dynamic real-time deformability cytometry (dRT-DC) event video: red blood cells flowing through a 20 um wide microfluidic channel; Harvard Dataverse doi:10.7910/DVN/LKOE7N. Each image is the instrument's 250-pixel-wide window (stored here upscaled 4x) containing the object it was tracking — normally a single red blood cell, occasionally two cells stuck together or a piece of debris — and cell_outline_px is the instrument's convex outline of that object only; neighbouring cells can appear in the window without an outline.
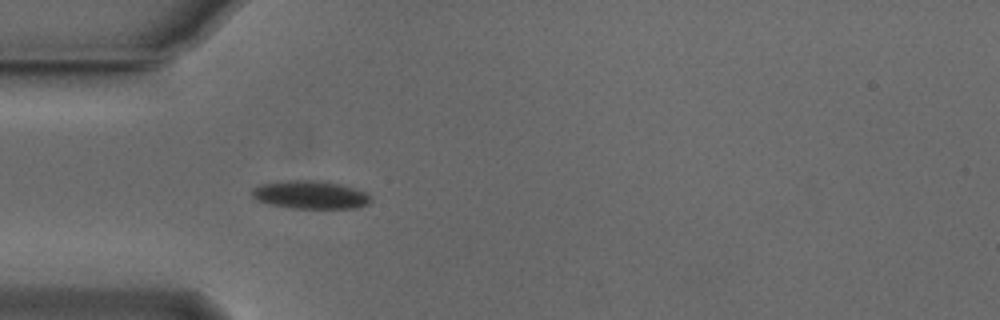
{"species": "Egyptian fruit bat (a non-hibernating species)", "species_latin": "Rousettus aegyptiacus", "temperature_condition": "cold", "stored_images_in_passage": 39, "camera_frame_rate_fps": 3000, "um_per_image_px": 0.085, "animal": {"sex": "male"}, "frame": {"image": 1, "passage_image": 1, "time_ms": 0.0, "image_size_px": [1000, 320], "cell_outline_px": [[372, 200], [368, 204], [356, 208], [292, 208], [268, 204], [256, 200], [252, 196], [252, 188], [260, 184], [288, 180], [312, 180], [340, 184], [364, 192], [372, 196]], "centroid_in_image_um": [26.35, 16.56], "position_along_channel_um": 58.6, "area_um2": 19.42}}
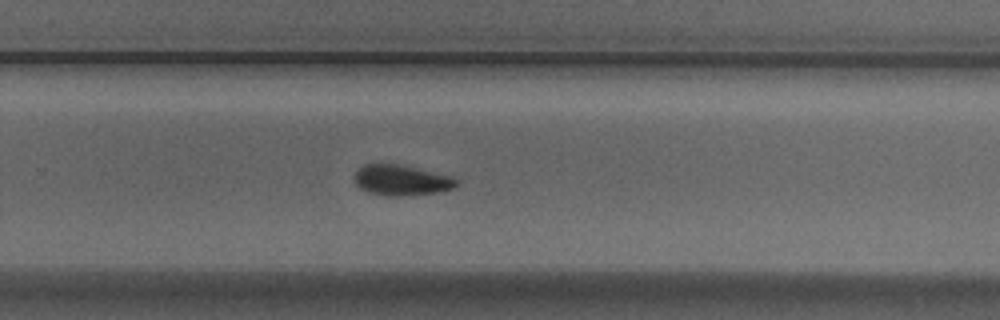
{"frame": {"image": 2, "passage_image": 20, "time_ms": 6.333, "image_size_px": [1000, 320], "cell_outline_px": [[456, 188], [436, 192], [396, 196], [388, 196], [368, 192], [360, 188], [356, 184], [356, 172], [364, 164], [404, 164], [452, 176], [456, 180]], "centroid_in_image_um": [34.14, 15.3], "position_along_channel_um": 295.7, "area_um2": 18.03}}
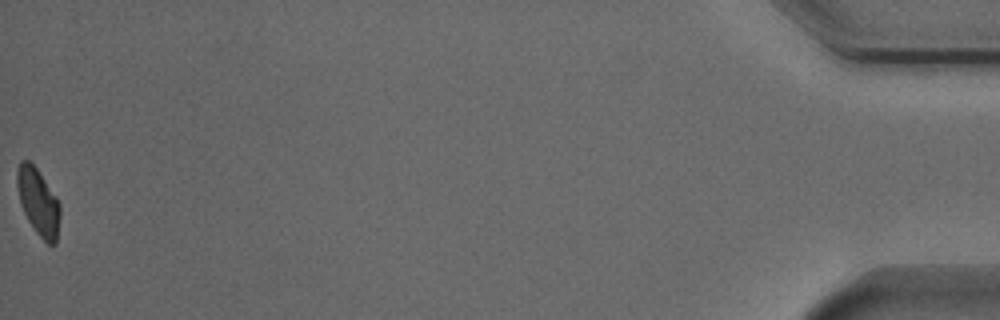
{"frame": {"image": 3, "passage_image": 39, "time_ms": 12.667, "image_size_px": [1000, 320], "cell_outline_px": [[60, 216], [56, 244], [48, 244], [36, 232], [28, 220], [20, 204], [16, 184], [16, 172], [20, 160], [28, 160], [36, 168], [56, 196], [60, 204]], "centroid_in_image_um": [3.24, 17.15], "position_along_channel_um": 432.0, "area_um2": 16.7}, "authors_computed_cell_mechanics": {"area_um2": 18.5538, "velocity_mm_per_s": 3.8049, "shape_relaxation_time_tau1_ms": 5.1973, "shape_relaxation_time_tau2_ms": 8.2733, "deformation_change_tau1": 0.1042, "deformation_change_tau2": 0.0951}}